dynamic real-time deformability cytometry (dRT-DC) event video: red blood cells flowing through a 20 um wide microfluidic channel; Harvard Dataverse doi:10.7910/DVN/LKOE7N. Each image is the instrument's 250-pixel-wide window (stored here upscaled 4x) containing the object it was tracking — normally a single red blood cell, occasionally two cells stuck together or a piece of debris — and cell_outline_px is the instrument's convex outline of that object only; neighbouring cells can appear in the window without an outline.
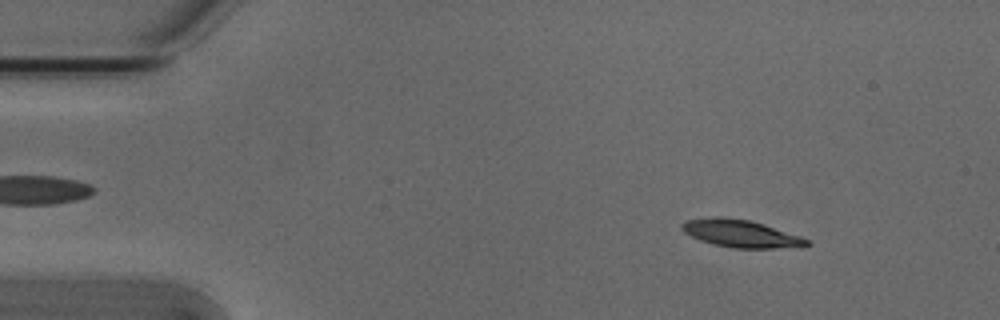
{"species": "Egyptian fruit bat (a non-hibernating species)", "species_latin": "Rousettus aegyptiacus", "temperature_condition": "cold", "stored_images_in_passage": 53, "camera_frame_rate_fps": 3000, "um_per_image_px": 0.085, "animal": {"sex": "male"}, "frame": {"image": 1, "passage_image": 6, "time_ms": 1.667, "image_size_px": [1000, 320], "cell_outline_px": [[812, 244], [800, 248], [732, 248], [712, 244], [700, 240], [684, 232], [680, 228], [680, 224], [688, 220], [720, 216], [748, 220], [764, 224], [812, 240]], "centroid_in_image_um": [63.04, 19.87], "position_along_channel_um": 22.0, "area_um2": 20.17}}
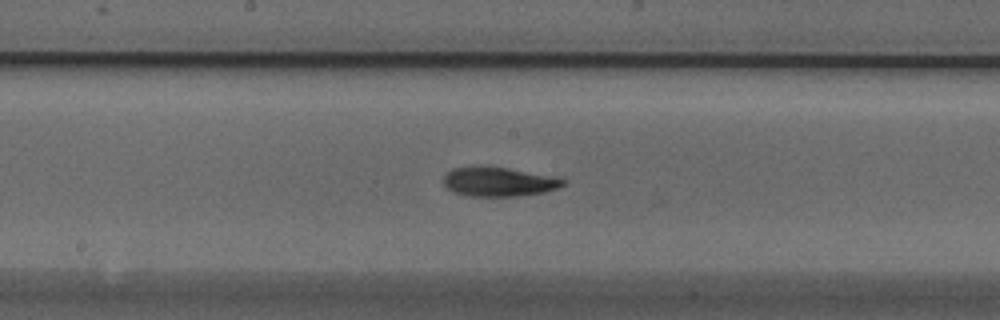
{"frame": {"image": 2, "passage_image": 27, "time_ms": 8.667, "image_size_px": [1000, 320], "cell_outline_px": [[564, 184], [556, 188], [544, 192], [516, 196], [468, 196], [452, 192], [444, 188], [444, 176], [452, 168], [472, 164], [488, 164], [556, 176], [564, 180]], "centroid_in_image_um": [42.31, 15.4], "position_along_channel_um": 205.9, "area_um2": 21.15}}
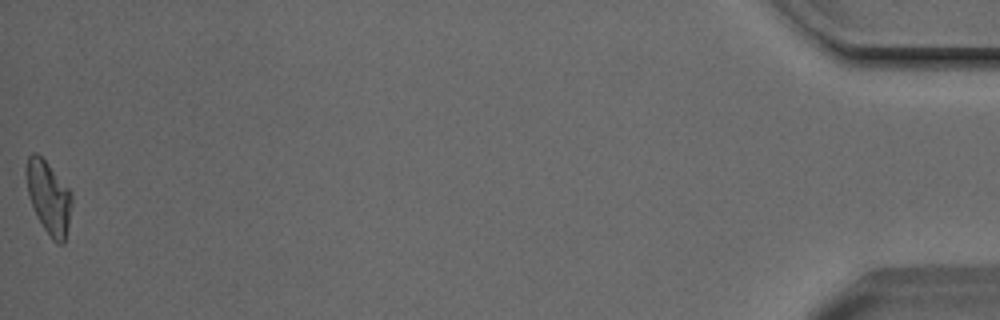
{"frame": {"image": 3, "passage_image": 53, "time_ms": 17.333, "image_size_px": [1000, 320], "cell_outline_px": [[72, 204], [64, 244], [56, 244], [52, 240], [44, 228], [28, 196], [24, 172], [24, 168], [28, 156], [32, 152], [36, 152], [48, 164], [72, 192]], "centroid_in_image_um": [4.12, 16.75], "position_along_channel_um": 431.1, "area_um2": 19.31}, "authors_computed_cell_mechanics": {"area_um2": 19.5942, "velocity_mm_per_s": 3.7888, "shape_relaxation_time_tau1_ms": 3.5885, "shape_relaxation_time_tau2_ms": 9.1342, "deformation_change_tau1": 0.1327, "deformation_change_tau2": 0.1649}}